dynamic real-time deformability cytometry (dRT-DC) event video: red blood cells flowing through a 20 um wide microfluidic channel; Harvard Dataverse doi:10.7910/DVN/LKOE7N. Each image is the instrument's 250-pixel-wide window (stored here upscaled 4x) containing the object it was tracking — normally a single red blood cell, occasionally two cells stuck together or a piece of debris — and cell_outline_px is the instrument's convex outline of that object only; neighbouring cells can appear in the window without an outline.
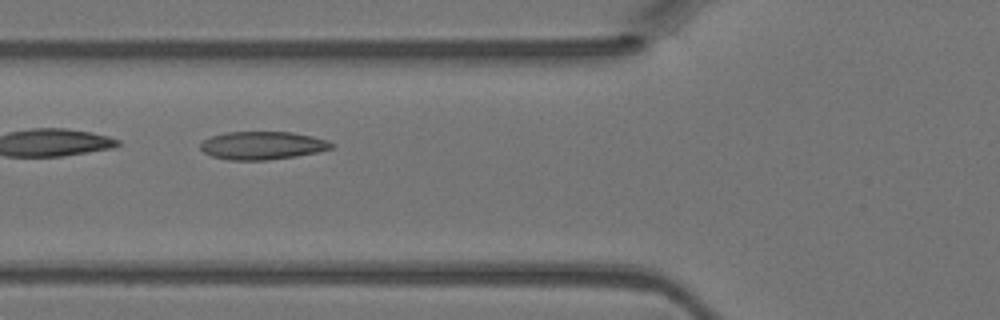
{"species": "Egyptian fruit bat (a non-hibernating species)", "species_latin": "Rousettus aegyptiacus", "temperature_condition": "warm", "stored_images_in_passage": 2, "camera_frame_rate_fps": 3000, "um_per_image_px": 0.085, "animal": {"sex": "female"}, "frame": {"image": 1, "passage_image": 2, "time_ms": 0.333, "image_size_px": [1000, 320], "cell_outline_px": [[336, 144], [332, 148], [316, 152], [296, 156], [268, 160], [228, 160], [212, 156], [204, 152], [200, 148], [200, 144], [204, 140], [212, 136], [228, 132], [292, 132], [312, 136], [328, 140]], "centroid_in_image_um": [22.32, 12.36], "position_along_channel_um": 103.5, "area_um2": 21.39}}